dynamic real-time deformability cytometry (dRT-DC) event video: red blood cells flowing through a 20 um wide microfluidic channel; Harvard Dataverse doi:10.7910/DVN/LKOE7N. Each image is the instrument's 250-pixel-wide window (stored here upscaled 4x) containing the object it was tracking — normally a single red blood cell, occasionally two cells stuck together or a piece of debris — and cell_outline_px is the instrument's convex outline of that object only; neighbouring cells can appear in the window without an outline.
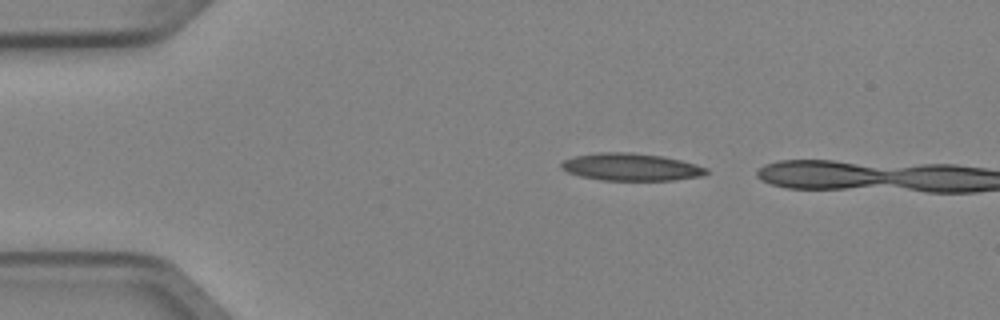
{"species": "Egyptian fruit bat (a non-hibernating species)", "species_latin": "Rousettus aegyptiacus", "temperature_condition": "cold", "stored_images_in_passage": 3, "camera_frame_rate_fps": 3000, "um_per_image_px": 0.085, "animal": {"sex": "female"}, "frame": {"image": 1, "passage_image": 1, "time_ms": 0.0, "image_size_px": [1000, 320], "cell_outline_px": [[708, 172], [704, 176], [676, 180], [600, 180], [580, 176], [568, 172], [560, 168], [560, 164], [564, 160], [576, 156], [600, 152], [632, 152], [664, 156], [696, 164], [708, 168]], "centroid_in_image_um": [53.67, 14.2], "position_along_channel_um": 31.3, "area_um2": 23.29}}